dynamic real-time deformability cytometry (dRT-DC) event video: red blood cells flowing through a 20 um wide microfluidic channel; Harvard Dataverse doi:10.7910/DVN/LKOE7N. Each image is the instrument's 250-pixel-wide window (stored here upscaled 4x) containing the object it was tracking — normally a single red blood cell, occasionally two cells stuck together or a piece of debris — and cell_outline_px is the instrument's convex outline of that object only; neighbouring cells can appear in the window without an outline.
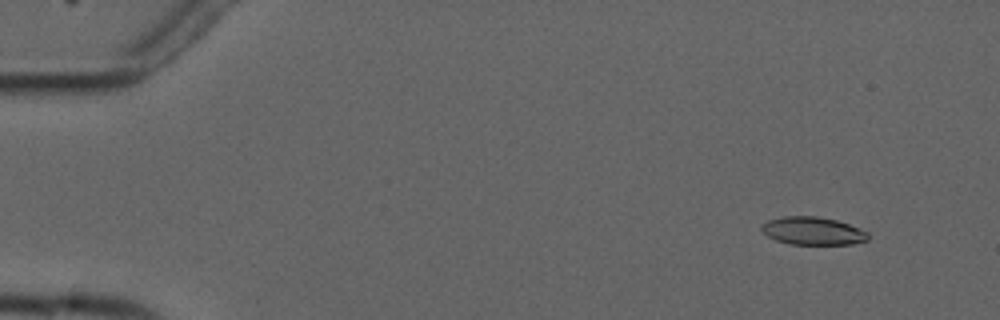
{"species": "common noctule bat (a hibernating species)", "species_latin": "Nyctalus noctula", "temperature_condition": "cold", "stored_images_in_passage": 6, "camera_frame_rate_fps": 3000, "um_per_image_px": 0.085, "animal": {"sex": "male", "forearm_length_mm": 52.5}, "frame": {"image": 1, "passage_image": 2, "time_ms": 1.333, "image_size_px": [1000, 320], "cell_outline_px": [[868, 240], [852, 244], [788, 244], [776, 240], [768, 236], [760, 228], [760, 224], [768, 220], [784, 216], [816, 216], [836, 220], [848, 224], [868, 232]], "centroid_in_image_um": [69.06, 19.62], "position_along_channel_um": 15.9, "area_um2": 17.28}}
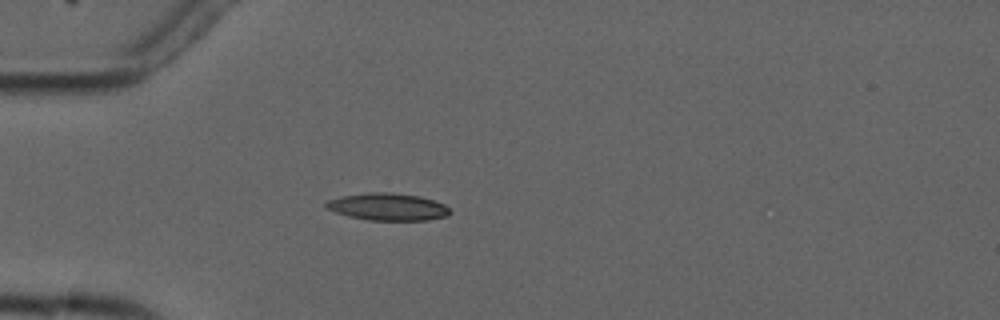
{"frame": {"image": 2, "passage_image": 5, "time_ms": 5.0, "image_size_px": [1000, 320], "cell_outline_px": [[452, 212], [448, 216], [428, 220], [368, 220], [348, 216], [336, 212], [328, 208], [324, 204], [328, 200], [340, 196], [368, 192], [392, 192], [420, 196], [444, 204]], "centroid_in_image_um": [32.97, 17.57], "position_along_channel_um": 52.0, "area_um2": 19.71}}